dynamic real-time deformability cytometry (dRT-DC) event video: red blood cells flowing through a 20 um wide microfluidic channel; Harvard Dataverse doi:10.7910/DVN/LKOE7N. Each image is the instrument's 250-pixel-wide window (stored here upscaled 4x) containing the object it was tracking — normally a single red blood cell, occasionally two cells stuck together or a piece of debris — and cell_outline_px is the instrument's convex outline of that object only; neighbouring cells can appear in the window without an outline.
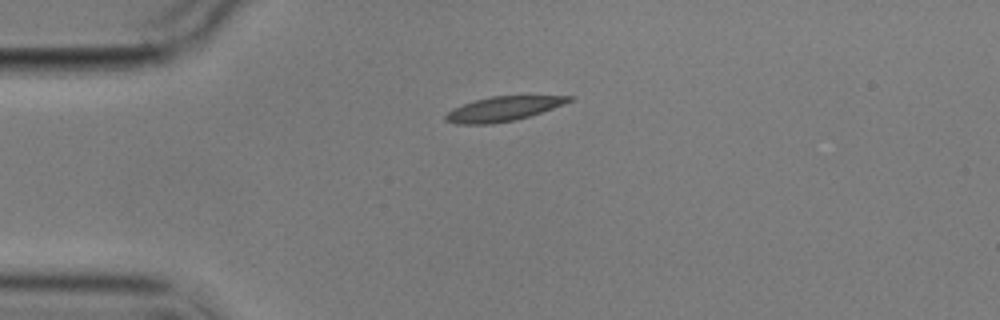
{"species": "common noctule bat (a hibernating species)", "species_latin": "Nyctalus noctula", "temperature_condition": "cold", "stored_images_in_passage": 3, "camera_frame_rate_fps": 3000, "um_per_image_px": 0.085, "animal": {"sex": "male", "body_mass_g": 17.9}, "frame": {"image": 1, "passage_image": 1, "time_ms": 0.0, "image_size_px": [1000, 320], "cell_outline_px": [[576, 96], [572, 100], [552, 108], [516, 120], [492, 124], [456, 124], [444, 120], [444, 116], [452, 108], [476, 100], [492, 96]], "centroid_in_image_um": [42.72, 9.26], "position_along_channel_um": 42.3, "area_um2": 17.4}}
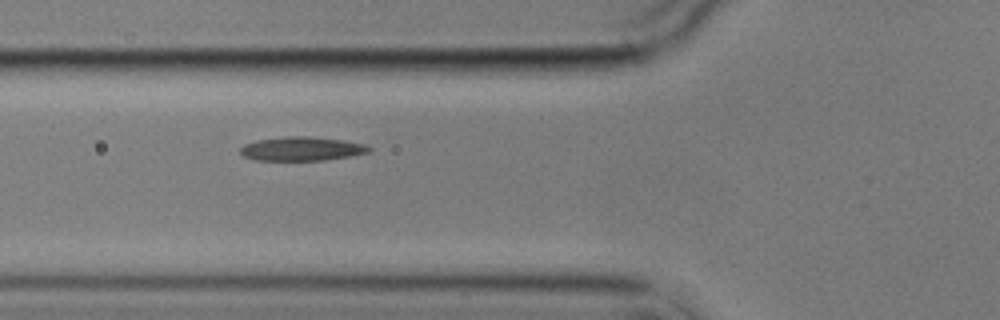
{"frame": {"image": 2, "passage_image": 3, "time_ms": 2.333, "image_size_px": [1000, 320], "cell_outline_px": [[372, 148], [368, 152], [352, 156], [324, 160], [256, 160], [244, 156], [240, 152], [240, 148], [244, 144], [256, 140], [288, 136], [308, 136], [344, 140], [364, 144]], "centroid_in_image_um": [25.65, 12.64], "position_along_channel_um": 100.2, "area_um2": 17.92}}